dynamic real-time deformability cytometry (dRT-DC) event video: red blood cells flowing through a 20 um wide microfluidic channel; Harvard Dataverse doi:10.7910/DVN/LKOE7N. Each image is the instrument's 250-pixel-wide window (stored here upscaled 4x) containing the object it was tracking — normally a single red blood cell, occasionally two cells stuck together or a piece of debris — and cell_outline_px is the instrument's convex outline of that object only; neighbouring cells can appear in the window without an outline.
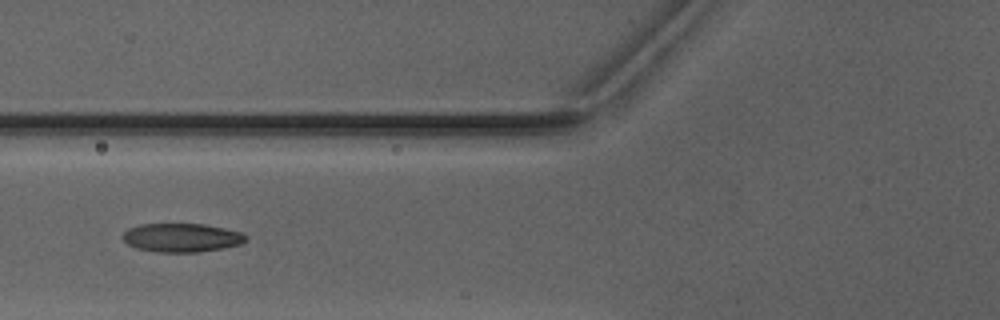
{"species": "Egyptian fruit bat (a non-hibernating species)", "species_latin": "Rousettus aegyptiacus", "temperature_condition": "warm", "stored_images_in_passage": 6, "camera_frame_rate_fps": 3000, "um_per_image_px": 0.085, "animal": {"sex": "male"}, "frame": {"image": 1, "passage_image": 5, "time_ms": 5.0, "image_size_px": [1000, 320], "cell_outline_px": [[248, 240], [240, 244], [224, 248], [196, 252], [156, 252], [136, 248], [128, 244], [124, 240], [124, 232], [128, 228], [140, 224], [204, 224], [224, 228], [240, 232], [248, 236]], "centroid_in_image_um": [15.46, 20.2], "position_along_channel_um": 110.3, "area_um2": 20.58}}
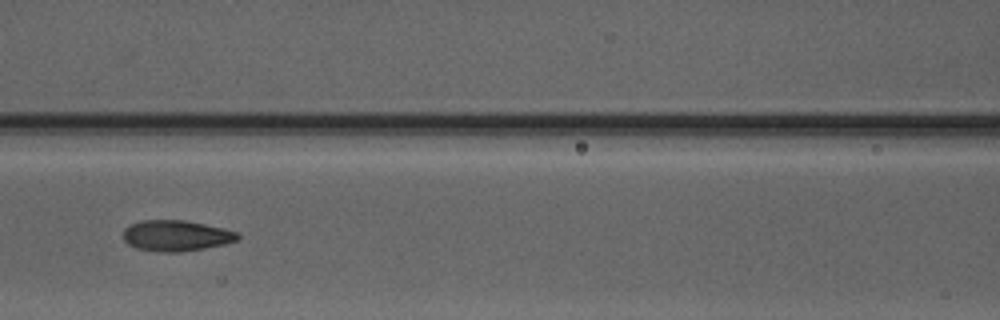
{"frame": {"image": 2, "passage_image": 6, "time_ms": 6.0, "image_size_px": [1000, 320], "cell_outline_px": [[240, 236], [236, 240], [224, 244], [204, 248], [180, 252], [160, 252], [136, 248], [128, 244], [124, 240], [124, 228], [140, 220], [184, 220], [224, 228], [236, 232]], "centroid_in_image_um": [14.95, 20.03], "position_along_channel_um": 151.6, "area_um2": 20.46}}